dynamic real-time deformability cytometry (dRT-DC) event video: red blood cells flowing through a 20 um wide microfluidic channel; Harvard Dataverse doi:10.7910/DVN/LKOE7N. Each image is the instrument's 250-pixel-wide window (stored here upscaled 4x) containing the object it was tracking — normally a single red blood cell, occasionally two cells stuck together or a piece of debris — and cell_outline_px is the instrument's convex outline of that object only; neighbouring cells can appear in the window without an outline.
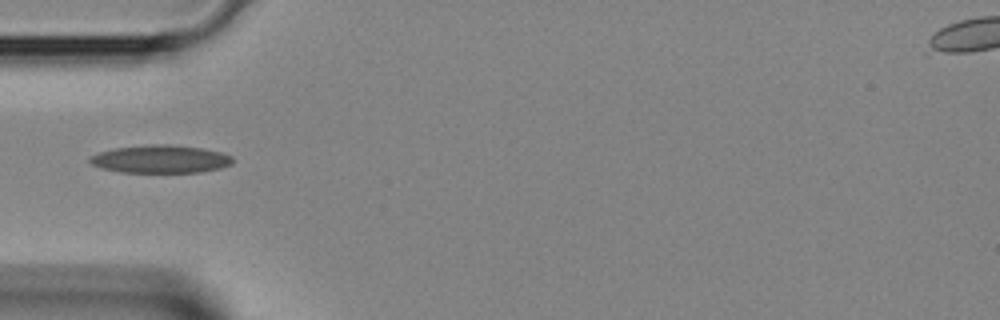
{"species": "Egyptian fruit bat (a non-hibernating species)", "species_latin": "Rousettus aegyptiacus", "temperature_condition": "room temperature", "stored_images_in_passage": 3, "camera_frame_rate_fps": 3000, "um_per_image_px": 0.085, "animal": {"sex": "female"}, "frame": {"image": 1, "passage_image": 3, "time_ms": 0.667, "image_size_px": [1000, 320], "cell_outline_px": [[232, 164], [220, 168], [200, 172], [120, 172], [104, 168], [92, 164], [88, 160], [88, 156], [100, 152], [116, 148], [152, 144], [168, 144], [200, 148], [220, 152], [232, 156]], "centroid_in_image_um": [13.64, 13.52], "position_along_channel_um": 71.4, "area_um2": 23.0}}